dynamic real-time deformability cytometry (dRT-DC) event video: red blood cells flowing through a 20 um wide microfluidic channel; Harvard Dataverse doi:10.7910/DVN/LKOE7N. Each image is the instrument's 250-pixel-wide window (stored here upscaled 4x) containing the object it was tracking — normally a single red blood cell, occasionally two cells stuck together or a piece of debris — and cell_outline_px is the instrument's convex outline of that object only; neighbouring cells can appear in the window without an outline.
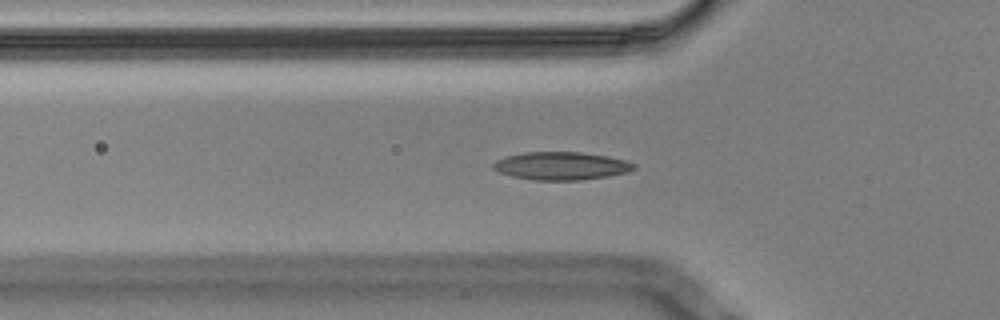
{"species": "Egyptian fruit bat (a non-hibernating species)", "species_latin": "Rousettus aegyptiacus", "temperature_condition": "cold", "stored_images_in_passage": 58, "camera_frame_rate_fps": 3000, "um_per_image_px": 0.085, "animal": {"sex": "male"}, "frame": {"image": 1, "passage_image": 18, "time_ms": 5.667, "image_size_px": [1000, 320], "cell_outline_px": [[636, 168], [628, 172], [608, 176], [580, 180], [532, 180], [512, 176], [500, 172], [492, 168], [492, 164], [496, 160], [508, 156], [524, 152], [580, 152], [608, 156], [624, 160], [636, 164]], "centroid_in_image_um": [47.71, 14.1], "position_along_channel_um": 78.1, "area_um2": 22.89}}
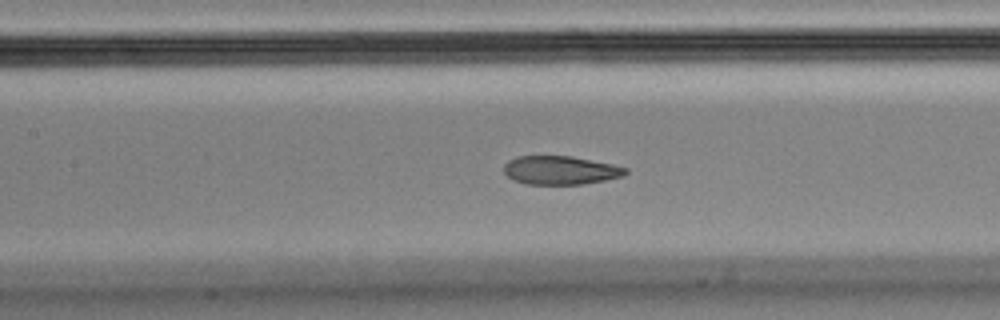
{"frame": {"image": 2, "passage_image": 25, "time_ms": 8.0, "image_size_px": [1000, 320], "cell_outline_px": [[628, 172], [624, 176], [604, 180], [580, 184], [528, 184], [512, 180], [504, 172], [504, 164], [508, 160], [516, 156], [572, 156], [612, 164], [628, 168]], "centroid_in_image_um": [47.62, 14.46], "position_along_channel_um": 159.8, "area_um2": 20.29}}
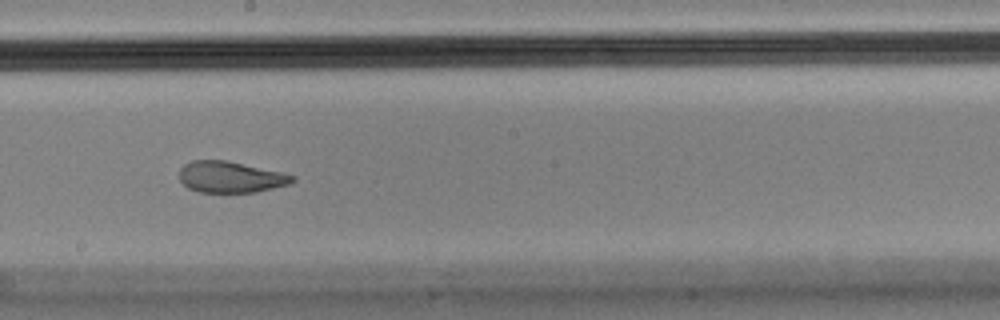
{"frame": {"image": 3, "passage_image": 31, "time_ms": 10.0, "image_size_px": [1000, 320], "cell_outline_px": [[296, 180], [292, 184], [256, 192], [200, 192], [188, 188], [180, 180], [180, 168], [184, 164], [192, 160], [228, 160], [280, 172], [296, 176]], "centroid_in_image_um": [19.62, 15.04], "position_along_channel_um": 228.6, "area_um2": 20.69}, "authors_computed_cell_mechanics": {"area_um2": 21.964, "velocity_mm_per_s": 3.4527, "shape_relaxation_time_tau1_ms": null, "shape_relaxation_time_tau2_ms": 1.3994, "deformation_change_tau1": null, "deformation_change_tau2": 0.0659}}